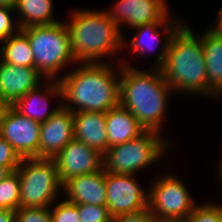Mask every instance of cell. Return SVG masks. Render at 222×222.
Masks as SVG:
<instances>
[{"label":"cell","mask_w":222,"mask_h":222,"mask_svg":"<svg viewBox=\"0 0 222 222\" xmlns=\"http://www.w3.org/2000/svg\"><path fill=\"white\" fill-rule=\"evenodd\" d=\"M164 36L152 68L161 69L173 91L209 97L202 35L196 36L184 23L179 29H165Z\"/></svg>","instance_id":"obj_1"},{"label":"cell","mask_w":222,"mask_h":222,"mask_svg":"<svg viewBox=\"0 0 222 222\" xmlns=\"http://www.w3.org/2000/svg\"><path fill=\"white\" fill-rule=\"evenodd\" d=\"M79 66L69 74L58 77L64 108L73 113L107 112L120 104V79L117 75L121 73V64L114 69L107 61Z\"/></svg>","instance_id":"obj_2"},{"label":"cell","mask_w":222,"mask_h":222,"mask_svg":"<svg viewBox=\"0 0 222 222\" xmlns=\"http://www.w3.org/2000/svg\"><path fill=\"white\" fill-rule=\"evenodd\" d=\"M120 105L129 110L145 130L162 134L168 96L174 91L160 68L139 70L121 60Z\"/></svg>","instance_id":"obj_3"},{"label":"cell","mask_w":222,"mask_h":222,"mask_svg":"<svg viewBox=\"0 0 222 222\" xmlns=\"http://www.w3.org/2000/svg\"><path fill=\"white\" fill-rule=\"evenodd\" d=\"M73 14V15H72ZM71 14L66 26L72 54L78 63H101L103 56L116 57L123 49L122 30L105 11L79 10ZM114 55V56H113Z\"/></svg>","instance_id":"obj_4"},{"label":"cell","mask_w":222,"mask_h":222,"mask_svg":"<svg viewBox=\"0 0 222 222\" xmlns=\"http://www.w3.org/2000/svg\"><path fill=\"white\" fill-rule=\"evenodd\" d=\"M28 37L34 57V68L45 80L56 77L64 66L76 63L70 46L66 22L51 25H35L21 29Z\"/></svg>","instance_id":"obj_5"},{"label":"cell","mask_w":222,"mask_h":222,"mask_svg":"<svg viewBox=\"0 0 222 222\" xmlns=\"http://www.w3.org/2000/svg\"><path fill=\"white\" fill-rule=\"evenodd\" d=\"M16 171L20 207H50L55 203L63 184L53 159L22 158Z\"/></svg>","instance_id":"obj_6"},{"label":"cell","mask_w":222,"mask_h":222,"mask_svg":"<svg viewBox=\"0 0 222 222\" xmlns=\"http://www.w3.org/2000/svg\"><path fill=\"white\" fill-rule=\"evenodd\" d=\"M169 144L159 132L146 130L134 139L109 147L104 154V170L134 175L164 156Z\"/></svg>","instance_id":"obj_7"},{"label":"cell","mask_w":222,"mask_h":222,"mask_svg":"<svg viewBox=\"0 0 222 222\" xmlns=\"http://www.w3.org/2000/svg\"><path fill=\"white\" fill-rule=\"evenodd\" d=\"M148 189V208L158 222L186 220L196 202L175 175L157 176Z\"/></svg>","instance_id":"obj_8"},{"label":"cell","mask_w":222,"mask_h":222,"mask_svg":"<svg viewBox=\"0 0 222 222\" xmlns=\"http://www.w3.org/2000/svg\"><path fill=\"white\" fill-rule=\"evenodd\" d=\"M105 184L107 207L113 218L148 208V192L135 176L106 171Z\"/></svg>","instance_id":"obj_9"},{"label":"cell","mask_w":222,"mask_h":222,"mask_svg":"<svg viewBox=\"0 0 222 222\" xmlns=\"http://www.w3.org/2000/svg\"><path fill=\"white\" fill-rule=\"evenodd\" d=\"M40 124L10 106L0 120V136L21 158H39Z\"/></svg>","instance_id":"obj_10"},{"label":"cell","mask_w":222,"mask_h":222,"mask_svg":"<svg viewBox=\"0 0 222 222\" xmlns=\"http://www.w3.org/2000/svg\"><path fill=\"white\" fill-rule=\"evenodd\" d=\"M53 160L62 184L72 177L99 172L104 169V154L75 138Z\"/></svg>","instance_id":"obj_11"},{"label":"cell","mask_w":222,"mask_h":222,"mask_svg":"<svg viewBox=\"0 0 222 222\" xmlns=\"http://www.w3.org/2000/svg\"><path fill=\"white\" fill-rule=\"evenodd\" d=\"M112 9L106 11L119 28L126 24L136 28L145 24L164 22L170 15L165 0H117Z\"/></svg>","instance_id":"obj_12"},{"label":"cell","mask_w":222,"mask_h":222,"mask_svg":"<svg viewBox=\"0 0 222 222\" xmlns=\"http://www.w3.org/2000/svg\"><path fill=\"white\" fill-rule=\"evenodd\" d=\"M73 138V112L61 106L40 124L39 158L53 159Z\"/></svg>","instance_id":"obj_13"},{"label":"cell","mask_w":222,"mask_h":222,"mask_svg":"<svg viewBox=\"0 0 222 222\" xmlns=\"http://www.w3.org/2000/svg\"><path fill=\"white\" fill-rule=\"evenodd\" d=\"M42 78L35 68L9 64L0 59V94L11 106L28 91L41 85Z\"/></svg>","instance_id":"obj_14"},{"label":"cell","mask_w":222,"mask_h":222,"mask_svg":"<svg viewBox=\"0 0 222 222\" xmlns=\"http://www.w3.org/2000/svg\"><path fill=\"white\" fill-rule=\"evenodd\" d=\"M43 82L45 84L44 90L39 85L35 89L28 91L12 105L21 115L39 123L47 121L62 106L61 102L60 105L49 111V96L62 98V90L59 81L56 79L50 81L44 79Z\"/></svg>","instance_id":"obj_15"},{"label":"cell","mask_w":222,"mask_h":222,"mask_svg":"<svg viewBox=\"0 0 222 222\" xmlns=\"http://www.w3.org/2000/svg\"><path fill=\"white\" fill-rule=\"evenodd\" d=\"M106 171L72 177L63 184L66 200L75 204L107 206Z\"/></svg>","instance_id":"obj_16"},{"label":"cell","mask_w":222,"mask_h":222,"mask_svg":"<svg viewBox=\"0 0 222 222\" xmlns=\"http://www.w3.org/2000/svg\"><path fill=\"white\" fill-rule=\"evenodd\" d=\"M73 136L90 148L105 154L109 149L106 112L81 111L73 113Z\"/></svg>","instance_id":"obj_17"},{"label":"cell","mask_w":222,"mask_h":222,"mask_svg":"<svg viewBox=\"0 0 222 222\" xmlns=\"http://www.w3.org/2000/svg\"><path fill=\"white\" fill-rule=\"evenodd\" d=\"M205 33V34H204ZM202 34L209 98L222 95V34L209 28ZM222 97V96H221Z\"/></svg>","instance_id":"obj_18"},{"label":"cell","mask_w":222,"mask_h":222,"mask_svg":"<svg viewBox=\"0 0 222 222\" xmlns=\"http://www.w3.org/2000/svg\"><path fill=\"white\" fill-rule=\"evenodd\" d=\"M106 129L109 147L123 144L146 131L132 113L120 104L106 112Z\"/></svg>","instance_id":"obj_19"},{"label":"cell","mask_w":222,"mask_h":222,"mask_svg":"<svg viewBox=\"0 0 222 222\" xmlns=\"http://www.w3.org/2000/svg\"><path fill=\"white\" fill-rule=\"evenodd\" d=\"M170 17L171 16H169L164 22H155L134 28L136 31L135 34L133 35V38H131L130 40L131 42L130 41L126 42L125 40H123V47L126 48L128 46L127 44L129 43V46L132 49L131 50L132 53L137 52L138 56H141L142 54L144 55L145 52L149 53L152 52V50L154 51L155 49L154 47L157 45V43L159 42L161 43L160 36L162 32H160L159 29L157 28L160 29L163 28L164 30L179 29L184 24L183 23L184 21L182 22L181 20H178V22L176 20L173 21L172 17L171 18Z\"/></svg>","instance_id":"obj_20"},{"label":"cell","mask_w":222,"mask_h":222,"mask_svg":"<svg viewBox=\"0 0 222 222\" xmlns=\"http://www.w3.org/2000/svg\"><path fill=\"white\" fill-rule=\"evenodd\" d=\"M14 8L22 17L18 20L20 29L59 22L54 19L53 0H16Z\"/></svg>","instance_id":"obj_21"},{"label":"cell","mask_w":222,"mask_h":222,"mask_svg":"<svg viewBox=\"0 0 222 222\" xmlns=\"http://www.w3.org/2000/svg\"><path fill=\"white\" fill-rule=\"evenodd\" d=\"M0 44V59L9 64L34 68L33 51L27 35L20 29Z\"/></svg>","instance_id":"obj_22"},{"label":"cell","mask_w":222,"mask_h":222,"mask_svg":"<svg viewBox=\"0 0 222 222\" xmlns=\"http://www.w3.org/2000/svg\"><path fill=\"white\" fill-rule=\"evenodd\" d=\"M20 207V183L17 171L0 182V209L16 211Z\"/></svg>","instance_id":"obj_23"},{"label":"cell","mask_w":222,"mask_h":222,"mask_svg":"<svg viewBox=\"0 0 222 222\" xmlns=\"http://www.w3.org/2000/svg\"><path fill=\"white\" fill-rule=\"evenodd\" d=\"M186 220L188 222H222V206L214 203L197 204Z\"/></svg>","instance_id":"obj_24"},{"label":"cell","mask_w":222,"mask_h":222,"mask_svg":"<svg viewBox=\"0 0 222 222\" xmlns=\"http://www.w3.org/2000/svg\"><path fill=\"white\" fill-rule=\"evenodd\" d=\"M80 222H113V217L107 206L93 204H78Z\"/></svg>","instance_id":"obj_25"},{"label":"cell","mask_w":222,"mask_h":222,"mask_svg":"<svg viewBox=\"0 0 222 222\" xmlns=\"http://www.w3.org/2000/svg\"><path fill=\"white\" fill-rule=\"evenodd\" d=\"M15 222H53L50 207H19Z\"/></svg>","instance_id":"obj_26"},{"label":"cell","mask_w":222,"mask_h":222,"mask_svg":"<svg viewBox=\"0 0 222 222\" xmlns=\"http://www.w3.org/2000/svg\"><path fill=\"white\" fill-rule=\"evenodd\" d=\"M53 222H80L78 204L65 200L50 210Z\"/></svg>","instance_id":"obj_27"},{"label":"cell","mask_w":222,"mask_h":222,"mask_svg":"<svg viewBox=\"0 0 222 222\" xmlns=\"http://www.w3.org/2000/svg\"><path fill=\"white\" fill-rule=\"evenodd\" d=\"M13 12L15 13L14 7L0 6V43L20 30L18 22L14 24L10 16Z\"/></svg>","instance_id":"obj_28"},{"label":"cell","mask_w":222,"mask_h":222,"mask_svg":"<svg viewBox=\"0 0 222 222\" xmlns=\"http://www.w3.org/2000/svg\"><path fill=\"white\" fill-rule=\"evenodd\" d=\"M22 158L14 148L0 136V166L16 171Z\"/></svg>","instance_id":"obj_29"},{"label":"cell","mask_w":222,"mask_h":222,"mask_svg":"<svg viewBox=\"0 0 222 222\" xmlns=\"http://www.w3.org/2000/svg\"><path fill=\"white\" fill-rule=\"evenodd\" d=\"M113 222H158V221L152 215L149 208H146L137 212L116 216L113 218Z\"/></svg>","instance_id":"obj_30"},{"label":"cell","mask_w":222,"mask_h":222,"mask_svg":"<svg viewBox=\"0 0 222 222\" xmlns=\"http://www.w3.org/2000/svg\"><path fill=\"white\" fill-rule=\"evenodd\" d=\"M0 222H15V211L0 209Z\"/></svg>","instance_id":"obj_31"},{"label":"cell","mask_w":222,"mask_h":222,"mask_svg":"<svg viewBox=\"0 0 222 222\" xmlns=\"http://www.w3.org/2000/svg\"><path fill=\"white\" fill-rule=\"evenodd\" d=\"M219 10L220 11H218L215 26H211V29H213L217 33L222 34V7Z\"/></svg>","instance_id":"obj_32"},{"label":"cell","mask_w":222,"mask_h":222,"mask_svg":"<svg viewBox=\"0 0 222 222\" xmlns=\"http://www.w3.org/2000/svg\"><path fill=\"white\" fill-rule=\"evenodd\" d=\"M11 105L0 94V120Z\"/></svg>","instance_id":"obj_33"},{"label":"cell","mask_w":222,"mask_h":222,"mask_svg":"<svg viewBox=\"0 0 222 222\" xmlns=\"http://www.w3.org/2000/svg\"><path fill=\"white\" fill-rule=\"evenodd\" d=\"M10 173L11 171L8 168L0 166V182L4 178H6Z\"/></svg>","instance_id":"obj_34"},{"label":"cell","mask_w":222,"mask_h":222,"mask_svg":"<svg viewBox=\"0 0 222 222\" xmlns=\"http://www.w3.org/2000/svg\"><path fill=\"white\" fill-rule=\"evenodd\" d=\"M16 0H0V6L14 7Z\"/></svg>","instance_id":"obj_35"},{"label":"cell","mask_w":222,"mask_h":222,"mask_svg":"<svg viewBox=\"0 0 222 222\" xmlns=\"http://www.w3.org/2000/svg\"><path fill=\"white\" fill-rule=\"evenodd\" d=\"M219 168V170H218V172H219V177L221 178L220 180L222 181V160H221V162H220V167H218ZM222 184V183H221Z\"/></svg>","instance_id":"obj_36"},{"label":"cell","mask_w":222,"mask_h":222,"mask_svg":"<svg viewBox=\"0 0 222 222\" xmlns=\"http://www.w3.org/2000/svg\"><path fill=\"white\" fill-rule=\"evenodd\" d=\"M172 222H188L187 220H180V221H172Z\"/></svg>","instance_id":"obj_37"}]
</instances>
